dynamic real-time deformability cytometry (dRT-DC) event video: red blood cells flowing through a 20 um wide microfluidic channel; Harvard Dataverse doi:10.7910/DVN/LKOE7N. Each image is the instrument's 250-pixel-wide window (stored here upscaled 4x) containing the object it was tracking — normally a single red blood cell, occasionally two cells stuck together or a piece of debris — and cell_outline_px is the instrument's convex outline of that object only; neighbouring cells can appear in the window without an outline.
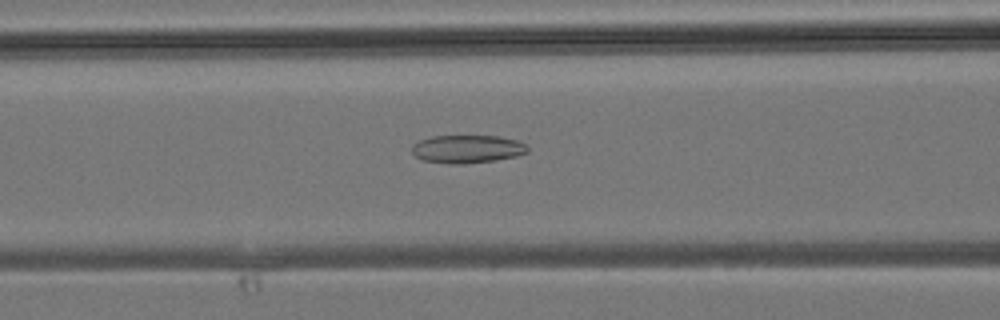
{"species": "common noctule bat (a hibernating species)", "species_latin": "Nyctalus noctula", "temperature_condition": "room temperature", "stored_images_in_passage": 30, "camera_frame_rate_fps": 3000, "um_per_image_px": 0.085, "animal": {"sex": "male", "body_mass_g": 19.2, "forearm_length_mm": 51.8}, "frame": {"image": 1, "passage_image": 8, "time_ms": 2.333, "image_size_px": [1000, 320], "cell_outline_px": [[528, 152], [516, 156], [496, 160], [464, 164], [448, 164], [420, 160], [412, 152], [412, 144], [420, 140], [432, 136], [496, 136], [516, 140], [528, 144]], "centroid_in_image_um": [39.71, 12.67], "position_along_channel_um": 126.9, "area_um2": 19.07}}
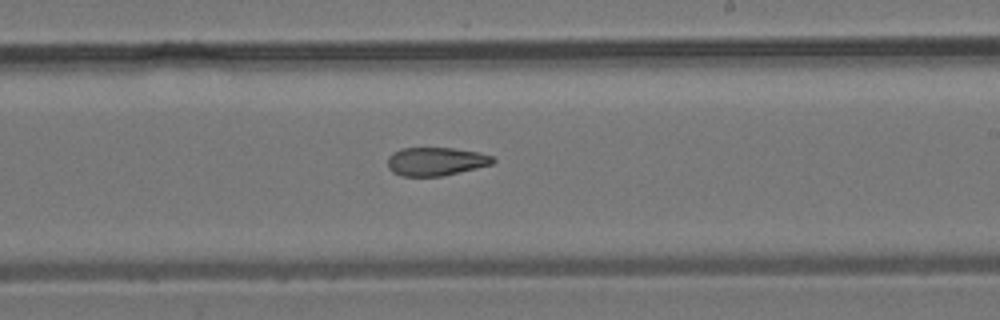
{"frame": {"image": 2, "passage_image": 15, "time_ms": 4.667, "image_size_px": [1000, 320], "cell_outline_px": [[496, 160], [492, 164], [444, 176], [400, 176], [392, 172], [388, 168], [388, 156], [392, 152], [400, 148], [452, 148], [480, 152], [492, 156]], "centroid_in_image_um": [37.02, 13.72], "position_along_channel_um": 252.0, "area_um2": 17.57}}
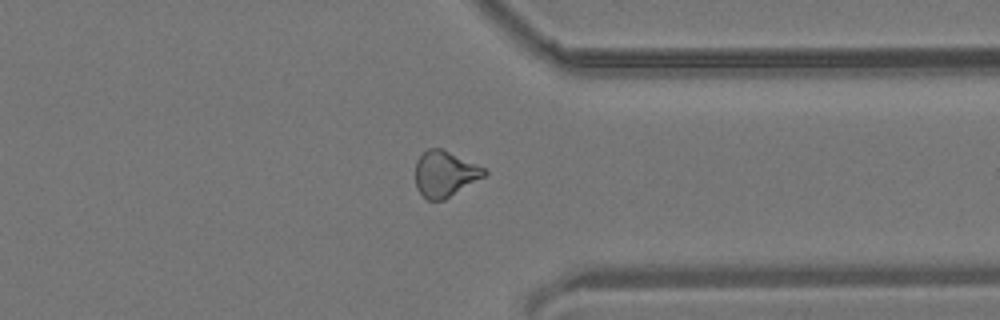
{"frame": {"image": 3, "passage_image": 22, "time_ms": 7.0, "image_size_px": [1000, 320], "cell_outline_px": [[488, 172], [484, 176], [444, 200], [428, 200], [416, 188], [416, 160], [428, 148], [440, 148], [476, 164], [484, 168]], "centroid_in_image_um": [37.79, 14.78], "position_along_channel_um": 373.6, "area_um2": 18.03}}